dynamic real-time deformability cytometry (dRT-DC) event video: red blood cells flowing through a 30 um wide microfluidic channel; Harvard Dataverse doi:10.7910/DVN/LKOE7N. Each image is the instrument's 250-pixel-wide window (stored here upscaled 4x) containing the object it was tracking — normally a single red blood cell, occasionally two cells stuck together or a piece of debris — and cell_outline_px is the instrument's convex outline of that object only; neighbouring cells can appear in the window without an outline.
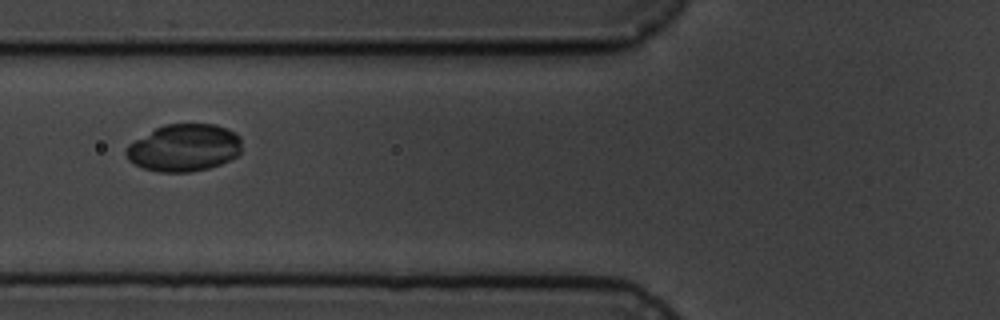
{"species": "common noctule bat (a hibernating species)", "species_latin": "Nyctalus noctula", "temperature_condition": "cold", "stored_images_in_passage": 9, "camera_frame_rate_fps": 3000, "um_per_image_px": 0.085, "animal": {"sex": "male", "body_mass_g": 19.5, "forearm_length_mm": 54.6}, "frame": {"image": 1, "passage_image": 7, "time_ms": 6.667, "image_size_px": [1000, 320], "cell_outline_px": [[240, 152], [236, 156], [220, 164], [208, 168], [192, 172], [156, 172], [144, 168], [128, 160], [124, 152], [124, 148], [128, 144], [156, 128], [164, 124], [216, 124], [228, 128], [236, 132], [240, 136]], "centroid_in_image_um": [15.63, 12.56], "position_along_channel_um": 110.2, "area_um2": 32.02}}
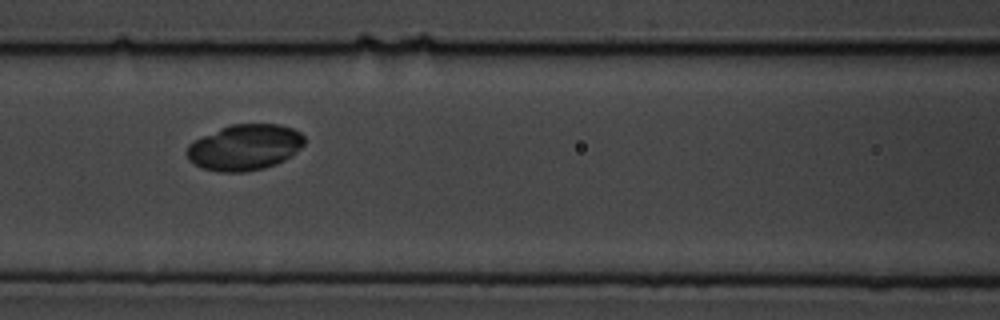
{"frame": {"image": 2, "passage_image": 8, "time_ms": 7.667, "image_size_px": [1000, 320], "cell_outline_px": [[304, 144], [292, 156], [276, 164], [264, 168], [244, 172], [220, 172], [204, 168], [188, 160], [184, 152], [188, 144], [192, 140], [220, 128], [232, 124], [280, 124], [292, 128], [300, 132], [304, 136]], "centroid_in_image_um": [20.78, 12.52], "position_along_channel_um": 145.8, "area_um2": 31.67}}